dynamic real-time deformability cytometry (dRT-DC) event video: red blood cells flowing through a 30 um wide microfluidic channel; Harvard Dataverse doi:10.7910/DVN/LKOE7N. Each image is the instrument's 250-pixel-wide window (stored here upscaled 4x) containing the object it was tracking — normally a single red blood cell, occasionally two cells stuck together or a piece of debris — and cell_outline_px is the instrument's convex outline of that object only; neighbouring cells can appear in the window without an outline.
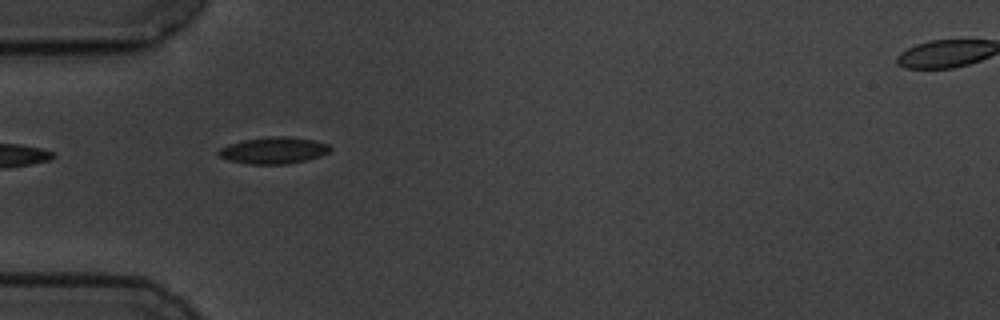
{"species": "common noctule bat (a hibernating species)", "species_latin": "Nyctalus noctula", "temperature_condition": "cold", "stored_images_in_passage": 6, "segment_of_instrument_passage": [2, 2], "camera_frame_rate_fps": 3000, "um_per_image_px": 0.085, "animal": {"sex": "male", "body_mass_g": 19.5, "forearm_length_mm": 54.6}, "frame": {"image": 1, "passage_image": 5, "time_ms": 5.0, "image_size_px": [1000, 320], "cell_outline_px": [[332, 148], [328, 152], [320, 156], [288, 164], [252, 164], [228, 160], [220, 156], [216, 152], [220, 148], [228, 144], [244, 140], [272, 136], [288, 136], [312, 140], [328, 144]], "centroid_in_image_um": [23.24, 12.78], "position_along_channel_um": 61.8, "area_um2": 17.17}}
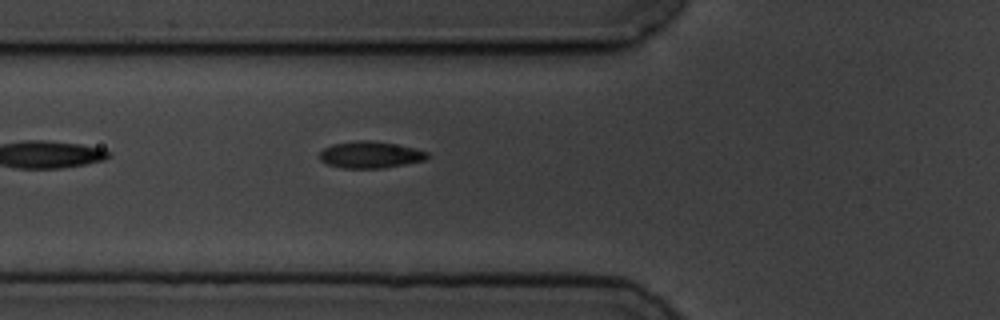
{"frame": {"image": 2, "passage_image": 6, "time_ms": 6.0, "image_size_px": [1000, 320], "cell_outline_px": [[432, 156], [424, 160], [384, 168], [340, 168], [328, 164], [320, 160], [320, 152], [324, 148], [332, 144], [356, 140], [368, 140], [416, 148], [428, 152]], "centroid_in_image_um": [31.48, 13.15], "position_along_channel_um": 94.3, "area_um2": 16.76}}